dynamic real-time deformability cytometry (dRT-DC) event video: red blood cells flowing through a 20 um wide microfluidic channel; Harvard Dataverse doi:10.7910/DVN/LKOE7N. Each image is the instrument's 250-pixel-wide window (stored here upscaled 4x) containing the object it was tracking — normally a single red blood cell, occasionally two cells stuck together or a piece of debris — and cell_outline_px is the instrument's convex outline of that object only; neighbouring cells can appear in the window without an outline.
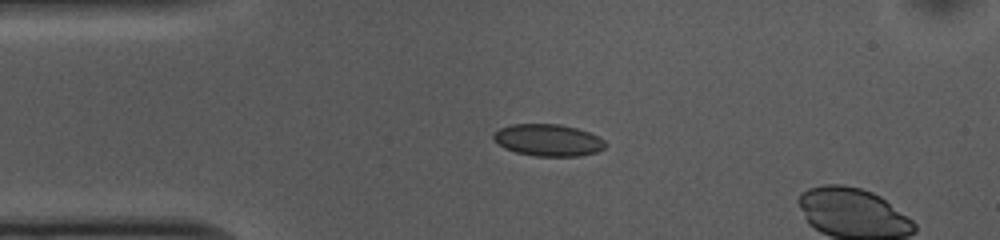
{"species": "common noctule bat (a hibernating species)", "species_latin": "Nyctalus noctula", "temperature_condition": "cold", "stored_images_in_passage": 4, "camera_frame_rate_fps": 3000, "um_per_image_px": 0.085, "animal": {"sex": "female", "body_mass_g": 10.0, "forearm_length_mm": 53.1}, "frame": {"image": 1, "passage_image": 1, "time_ms": 0.0, "image_size_px": [1000, 240], "cell_outline_px": [[608, 144], [604, 148], [596, 152], [580, 156], [536, 156], [516, 152], [504, 148], [492, 136], [500, 128], [512, 124], [560, 124], [576, 128], [588, 132], [604, 140]], "centroid_in_image_um": [46.62, 11.91], "position_along_channel_um": 38.4, "area_um2": 20.63}}